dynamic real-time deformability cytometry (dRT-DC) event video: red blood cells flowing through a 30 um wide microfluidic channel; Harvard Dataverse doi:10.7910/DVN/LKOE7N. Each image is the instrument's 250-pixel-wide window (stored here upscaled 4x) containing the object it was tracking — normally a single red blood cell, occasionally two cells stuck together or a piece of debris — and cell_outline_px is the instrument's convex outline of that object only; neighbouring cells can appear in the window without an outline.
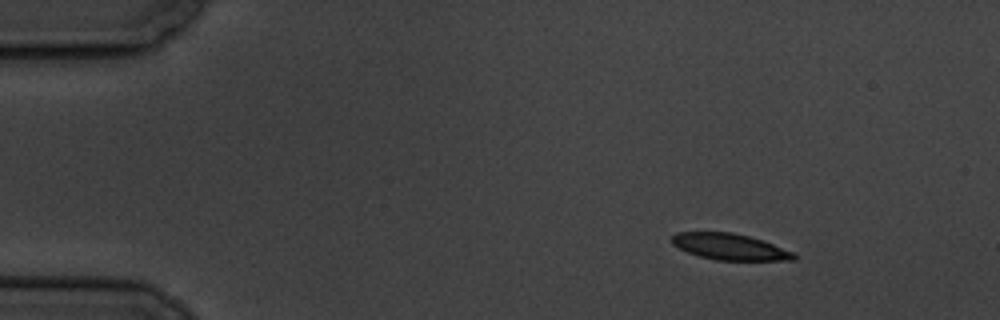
{"species": "common noctule bat (a hibernating species)", "species_latin": "Nyctalus noctula", "temperature_condition": "cold", "stored_images_in_passage": 5, "camera_frame_rate_fps": 3000, "um_per_image_px": 0.085, "animal": {"sex": "male", "body_mass_g": 19.5, "forearm_length_mm": 54.6}, "frame": {"image": 1, "passage_image": 1, "time_ms": 0.0, "image_size_px": [1000, 320], "cell_outline_px": [[796, 260], [716, 260], [700, 256], [688, 252], [672, 244], [672, 236], [676, 232], [732, 232], [748, 236], [796, 252]], "centroid_in_image_um": [62.05, 20.97], "position_along_channel_um": 23.0, "area_um2": 18.5}}
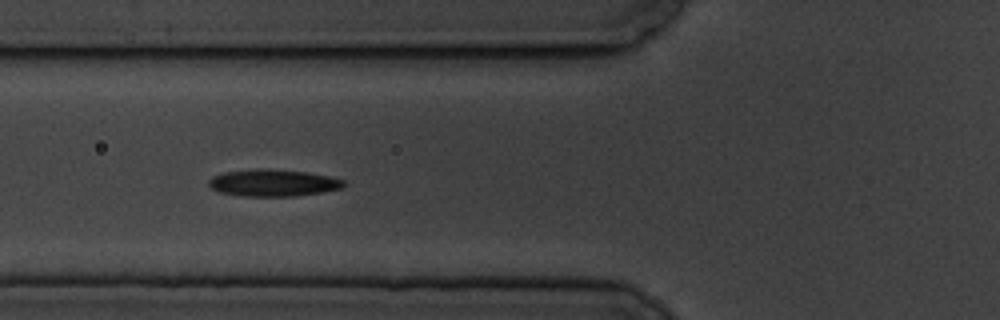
{"frame": {"image": 2, "passage_image": 4, "time_ms": 4.667, "image_size_px": [1000, 320], "cell_outline_px": [[348, 184], [340, 188], [320, 192], [296, 196], [240, 196], [220, 192], [212, 188], [208, 184], [208, 180], [212, 176], [224, 172], [256, 168], [308, 172], [328, 176], [344, 180]], "centroid_in_image_um": [23.19, 15.54], "position_along_channel_um": 102.6, "area_um2": 21.15}}
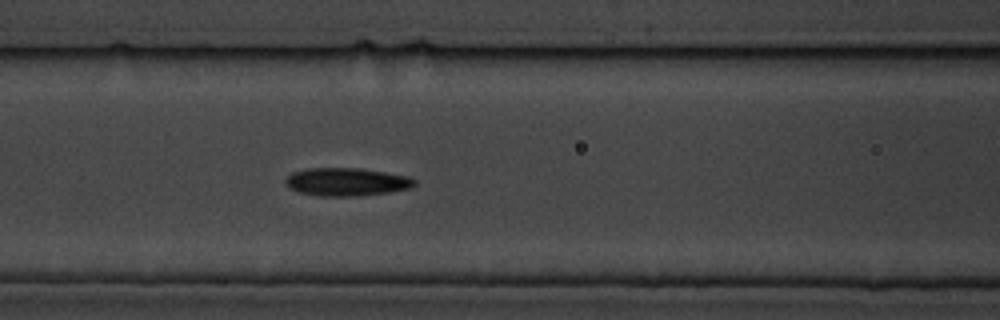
{"frame": {"image": 3, "passage_image": 5, "time_ms": 5.667, "image_size_px": [1000, 320], "cell_outline_px": [[416, 184], [412, 188], [388, 192], [356, 196], [320, 196], [300, 192], [288, 188], [284, 184], [284, 180], [292, 172], [308, 168], [360, 168], [412, 176], [416, 180]], "centroid_in_image_um": [29.48, 15.45], "position_along_channel_um": 137.1, "area_um2": 21.33}}